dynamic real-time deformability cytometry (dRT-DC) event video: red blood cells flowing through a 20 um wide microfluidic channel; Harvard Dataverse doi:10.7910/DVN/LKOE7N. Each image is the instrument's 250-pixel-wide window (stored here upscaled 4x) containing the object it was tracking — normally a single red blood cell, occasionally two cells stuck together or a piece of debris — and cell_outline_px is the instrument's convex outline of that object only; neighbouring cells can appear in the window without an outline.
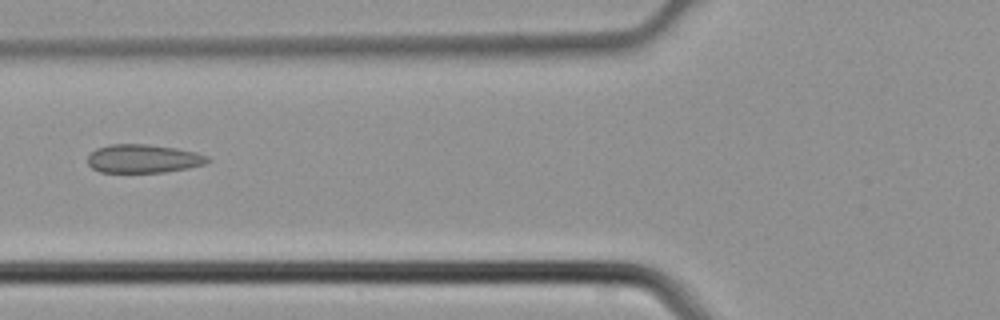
{"species": "common noctule bat (a hibernating species)", "species_latin": "Nyctalus noctula", "temperature_condition": "cold", "stored_images_in_passage": 5, "camera_frame_rate_fps": 3000, "um_per_image_px": 0.085, "animal": {"sex": "male", "body_mass_g": 21.5, "forearm_length_mm": 52.0}, "frame": {"image": 1, "passage_image": 5, "time_ms": 1.333, "image_size_px": [1000, 320], "cell_outline_px": [[212, 160], [204, 164], [188, 168], [164, 172], [100, 172], [92, 168], [88, 164], [88, 156], [96, 148], [112, 144], [148, 144], [176, 148], [196, 152], [208, 156]], "centroid_in_image_um": [12.2, 13.48], "position_along_channel_um": 113.6, "area_um2": 19.94}}